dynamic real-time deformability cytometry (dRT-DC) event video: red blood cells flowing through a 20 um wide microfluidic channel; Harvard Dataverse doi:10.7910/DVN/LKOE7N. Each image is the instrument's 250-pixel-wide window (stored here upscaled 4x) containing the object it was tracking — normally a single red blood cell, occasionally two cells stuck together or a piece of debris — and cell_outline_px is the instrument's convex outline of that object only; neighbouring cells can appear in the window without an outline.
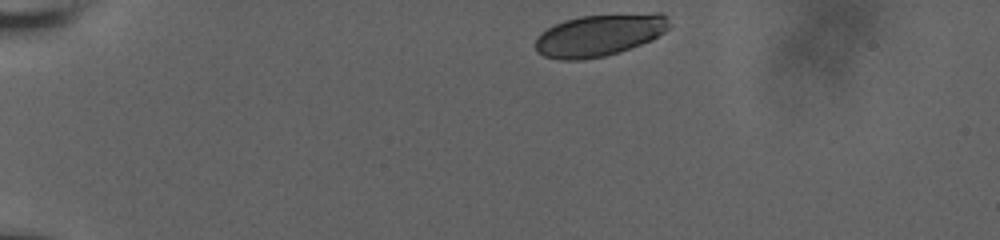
{"species": "human", "species_latin": "Homo sapiens", "temperature_condition": "room temperature", "stored_images_in_passage": 28, "camera_frame_rate_fps": 3000, "um_per_image_px": 0.085, "donor": {"sex": "male"}, "frame": {"image": 1, "passage_image": 1, "time_ms": 0.0, "image_size_px": [1000, 240], "cell_outline_px": [[672, 24], [664, 32], [652, 40], [620, 52], [604, 56], [580, 60], [560, 60], [544, 56], [536, 52], [536, 36], [540, 32], [564, 20], [580, 16], [656, 12], [664, 12], [668, 16]], "centroid_in_image_um": [50.99, 2.97], "position_along_channel_um": 34.0, "area_um2": 33.23}}
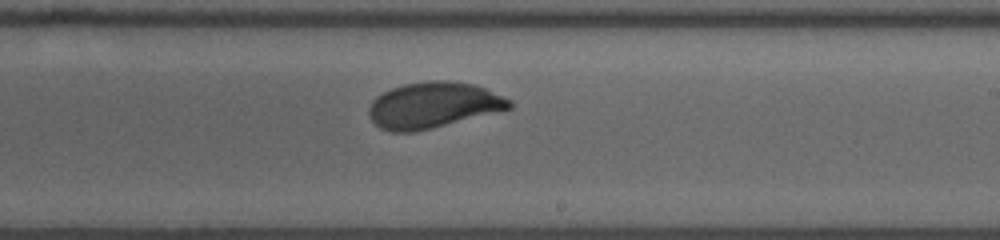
{"frame": {"image": 2, "passage_image": 16, "time_ms": 8.0, "image_size_px": [1000, 240], "cell_outline_px": [[512, 108], [432, 128], [412, 132], [392, 132], [380, 128], [372, 120], [368, 112], [368, 108], [372, 100], [376, 96], [392, 88], [404, 84], [428, 80], [448, 80], [476, 84], [504, 96], [512, 100]], "centroid_in_image_um": [36.83, 8.92], "position_along_channel_um": 252.2, "area_um2": 37.69}}
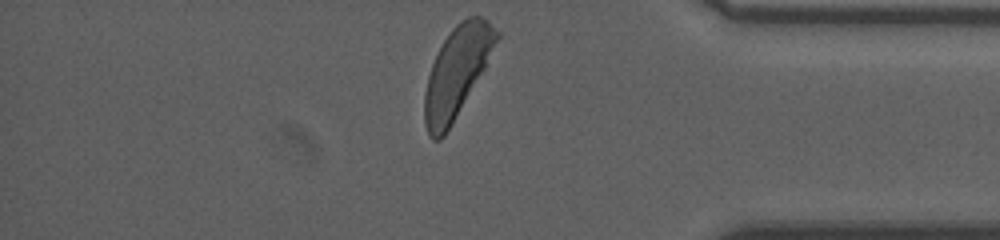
{"frame": {"image": 3, "passage_image": 28, "time_ms": 12.333, "image_size_px": [1000, 240], "cell_outline_px": [[500, 36], [484, 68], [444, 136], [440, 140], [432, 140], [428, 136], [424, 124], [424, 92], [428, 76], [432, 64], [444, 40], [452, 28], [460, 20], [468, 16], [480, 16], [488, 20], [500, 32]], "centroid_in_image_um": [38.81, 6.11], "position_along_channel_um": 396.4, "area_um2": 37.28}, "authors_computed_cell_mechanics": {"area_um2": 37.3677, "velocity_mm_per_s": 3.7415, "shape_relaxation_time_tau1_ms": 2.8607, "shape_relaxation_time_tau2_ms": null, "deformation_change_tau1": 0.1451, "deformation_change_tau2": null}}